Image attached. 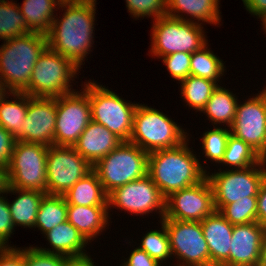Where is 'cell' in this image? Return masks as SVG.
<instances>
[{
    "instance_id": "6da1fadb",
    "label": "cell",
    "mask_w": 266,
    "mask_h": 266,
    "mask_svg": "<svg viewBox=\"0 0 266 266\" xmlns=\"http://www.w3.org/2000/svg\"><path fill=\"white\" fill-rule=\"evenodd\" d=\"M96 4L95 1L62 0L58 10L64 12L59 17L56 14L46 34L48 47L80 69L95 45Z\"/></svg>"
},
{
    "instance_id": "7a4b0ae2",
    "label": "cell",
    "mask_w": 266,
    "mask_h": 266,
    "mask_svg": "<svg viewBox=\"0 0 266 266\" xmlns=\"http://www.w3.org/2000/svg\"><path fill=\"white\" fill-rule=\"evenodd\" d=\"M191 138L177 147L149 153L148 175L165 198L175 191L196 185L206 177L199 163L202 155H197L194 147L189 146Z\"/></svg>"
},
{
    "instance_id": "3957f363",
    "label": "cell",
    "mask_w": 266,
    "mask_h": 266,
    "mask_svg": "<svg viewBox=\"0 0 266 266\" xmlns=\"http://www.w3.org/2000/svg\"><path fill=\"white\" fill-rule=\"evenodd\" d=\"M0 45V79L10 92H25L36 61L47 45V36L29 32Z\"/></svg>"
},
{
    "instance_id": "277c9868",
    "label": "cell",
    "mask_w": 266,
    "mask_h": 266,
    "mask_svg": "<svg viewBox=\"0 0 266 266\" xmlns=\"http://www.w3.org/2000/svg\"><path fill=\"white\" fill-rule=\"evenodd\" d=\"M188 132L190 131L172 120L171 116L154 106L138 102L134 111L133 131L129 142L150 153L179 146L192 136Z\"/></svg>"
},
{
    "instance_id": "5b68a950",
    "label": "cell",
    "mask_w": 266,
    "mask_h": 266,
    "mask_svg": "<svg viewBox=\"0 0 266 266\" xmlns=\"http://www.w3.org/2000/svg\"><path fill=\"white\" fill-rule=\"evenodd\" d=\"M80 71L70 59L47 46L34 65L25 93L31 97L55 98L75 92L78 89L73 86L79 83L76 78L79 80Z\"/></svg>"
},
{
    "instance_id": "8992f818",
    "label": "cell",
    "mask_w": 266,
    "mask_h": 266,
    "mask_svg": "<svg viewBox=\"0 0 266 266\" xmlns=\"http://www.w3.org/2000/svg\"><path fill=\"white\" fill-rule=\"evenodd\" d=\"M204 25L162 16L152 21L149 55L160 59L175 52L193 53L208 42Z\"/></svg>"
},
{
    "instance_id": "52a82bcc",
    "label": "cell",
    "mask_w": 266,
    "mask_h": 266,
    "mask_svg": "<svg viewBox=\"0 0 266 266\" xmlns=\"http://www.w3.org/2000/svg\"><path fill=\"white\" fill-rule=\"evenodd\" d=\"M148 156L149 153L136 144L123 141L100 159L93 170L105 192L109 194L120 186L145 177L148 174Z\"/></svg>"
},
{
    "instance_id": "ba28073f",
    "label": "cell",
    "mask_w": 266,
    "mask_h": 266,
    "mask_svg": "<svg viewBox=\"0 0 266 266\" xmlns=\"http://www.w3.org/2000/svg\"><path fill=\"white\" fill-rule=\"evenodd\" d=\"M108 86L89 78L91 120L105 126L122 141H129L133 131V116L138 103L126 101Z\"/></svg>"
},
{
    "instance_id": "9c48e42d",
    "label": "cell",
    "mask_w": 266,
    "mask_h": 266,
    "mask_svg": "<svg viewBox=\"0 0 266 266\" xmlns=\"http://www.w3.org/2000/svg\"><path fill=\"white\" fill-rule=\"evenodd\" d=\"M213 170L207 171L206 177L212 186L215 210L219 211L226 204L257 197L266 178V159L243 169Z\"/></svg>"
},
{
    "instance_id": "30bf717a",
    "label": "cell",
    "mask_w": 266,
    "mask_h": 266,
    "mask_svg": "<svg viewBox=\"0 0 266 266\" xmlns=\"http://www.w3.org/2000/svg\"><path fill=\"white\" fill-rule=\"evenodd\" d=\"M48 146L16 141L7 167L9 187L47 192Z\"/></svg>"
},
{
    "instance_id": "8fae6325",
    "label": "cell",
    "mask_w": 266,
    "mask_h": 266,
    "mask_svg": "<svg viewBox=\"0 0 266 266\" xmlns=\"http://www.w3.org/2000/svg\"><path fill=\"white\" fill-rule=\"evenodd\" d=\"M82 89L56 97L54 145L74 146L91 121L89 80L82 81Z\"/></svg>"
},
{
    "instance_id": "7c38bea8",
    "label": "cell",
    "mask_w": 266,
    "mask_h": 266,
    "mask_svg": "<svg viewBox=\"0 0 266 266\" xmlns=\"http://www.w3.org/2000/svg\"><path fill=\"white\" fill-rule=\"evenodd\" d=\"M165 201L166 198L147 174L108 194L109 216L113 214V209H120L129 215H140L142 219L144 215L148 217L150 213H157L161 221L165 216Z\"/></svg>"
},
{
    "instance_id": "4fadbf2b",
    "label": "cell",
    "mask_w": 266,
    "mask_h": 266,
    "mask_svg": "<svg viewBox=\"0 0 266 266\" xmlns=\"http://www.w3.org/2000/svg\"><path fill=\"white\" fill-rule=\"evenodd\" d=\"M161 221L168 233L175 266H210V252L201 222L172 219Z\"/></svg>"
},
{
    "instance_id": "5bb4252c",
    "label": "cell",
    "mask_w": 266,
    "mask_h": 266,
    "mask_svg": "<svg viewBox=\"0 0 266 266\" xmlns=\"http://www.w3.org/2000/svg\"><path fill=\"white\" fill-rule=\"evenodd\" d=\"M92 170L93 166L73 146H48L46 194L64 195Z\"/></svg>"
},
{
    "instance_id": "9a60e30c",
    "label": "cell",
    "mask_w": 266,
    "mask_h": 266,
    "mask_svg": "<svg viewBox=\"0 0 266 266\" xmlns=\"http://www.w3.org/2000/svg\"><path fill=\"white\" fill-rule=\"evenodd\" d=\"M215 211L212 186L207 177L196 185L166 197L163 219L203 221Z\"/></svg>"
},
{
    "instance_id": "2e32d148",
    "label": "cell",
    "mask_w": 266,
    "mask_h": 266,
    "mask_svg": "<svg viewBox=\"0 0 266 266\" xmlns=\"http://www.w3.org/2000/svg\"><path fill=\"white\" fill-rule=\"evenodd\" d=\"M253 95L239 100L230 133L266 159V103L259 93Z\"/></svg>"
},
{
    "instance_id": "e0dca14e",
    "label": "cell",
    "mask_w": 266,
    "mask_h": 266,
    "mask_svg": "<svg viewBox=\"0 0 266 266\" xmlns=\"http://www.w3.org/2000/svg\"><path fill=\"white\" fill-rule=\"evenodd\" d=\"M56 115V97L28 95V110L21 126V141L46 146L54 145Z\"/></svg>"
},
{
    "instance_id": "ac0fdd59",
    "label": "cell",
    "mask_w": 266,
    "mask_h": 266,
    "mask_svg": "<svg viewBox=\"0 0 266 266\" xmlns=\"http://www.w3.org/2000/svg\"><path fill=\"white\" fill-rule=\"evenodd\" d=\"M266 228L258 222L233 226L229 266H258Z\"/></svg>"
},
{
    "instance_id": "d6986e66",
    "label": "cell",
    "mask_w": 266,
    "mask_h": 266,
    "mask_svg": "<svg viewBox=\"0 0 266 266\" xmlns=\"http://www.w3.org/2000/svg\"><path fill=\"white\" fill-rule=\"evenodd\" d=\"M201 226L210 252V266H229L234 225L215 210L201 221Z\"/></svg>"
},
{
    "instance_id": "ffe728a7",
    "label": "cell",
    "mask_w": 266,
    "mask_h": 266,
    "mask_svg": "<svg viewBox=\"0 0 266 266\" xmlns=\"http://www.w3.org/2000/svg\"><path fill=\"white\" fill-rule=\"evenodd\" d=\"M122 142L120 138L110 132L105 126L91 120L73 147L94 166Z\"/></svg>"
},
{
    "instance_id": "44dd1931",
    "label": "cell",
    "mask_w": 266,
    "mask_h": 266,
    "mask_svg": "<svg viewBox=\"0 0 266 266\" xmlns=\"http://www.w3.org/2000/svg\"><path fill=\"white\" fill-rule=\"evenodd\" d=\"M111 219L108 206L67 205V220L89 244L103 236L112 223Z\"/></svg>"
},
{
    "instance_id": "7402d4cb",
    "label": "cell",
    "mask_w": 266,
    "mask_h": 266,
    "mask_svg": "<svg viewBox=\"0 0 266 266\" xmlns=\"http://www.w3.org/2000/svg\"><path fill=\"white\" fill-rule=\"evenodd\" d=\"M221 0H167V16L206 25L222 26Z\"/></svg>"
},
{
    "instance_id": "603a6c76",
    "label": "cell",
    "mask_w": 266,
    "mask_h": 266,
    "mask_svg": "<svg viewBox=\"0 0 266 266\" xmlns=\"http://www.w3.org/2000/svg\"><path fill=\"white\" fill-rule=\"evenodd\" d=\"M42 236H44L51 248L49 246L48 248H42V246L36 245L40 251L66 257L88 254L86 249L89 243L68 220L60 223Z\"/></svg>"
},
{
    "instance_id": "cb8c5ba5",
    "label": "cell",
    "mask_w": 266,
    "mask_h": 266,
    "mask_svg": "<svg viewBox=\"0 0 266 266\" xmlns=\"http://www.w3.org/2000/svg\"><path fill=\"white\" fill-rule=\"evenodd\" d=\"M8 194L9 196L17 195L12 201L8 199V206L15 229L18 226L32 230L35 226L40 202L46 193L38 190L8 187Z\"/></svg>"
},
{
    "instance_id": "d4e9b609",
    "label": "cell",
    "mask_w": 266,
    "mask_h": 266,
    "mask_svg": "<svg viewBox=\"0 0 266 266\" xmlns=\"http://www.w3.org/2000/svg\"><path fill=\"white\" fill-rule=\"evenodd\" d=\"M238 97L225 86L218 85L200 114L206 115L205 120L212 126L230 127L235 119Z\"/></svg>"
},
{
    "instance_id": "484cf974",
    "label": "cell",
    "mask_w": 266,
    "mask_h": 266,
    "mask_svg": "<svg viewBox=\"0 0 266 266\" xmlns=\"http://www.w3.org/2000/svg\"><path fill=\"white\" fill-rule=\"evenodd\" d=\"M63 197L67 205L108 206V194L94 170L74 184Z\"/></svg>"
},
{
    "instance_id": "4316f807",
    "label": "cell",
    "mask_w": 266,
    "mask_h": 266,
    "mask_svg": "<svg viewBox=\"0 0 266 266\" xmlns=\"http://www.w3.org/2000/svg\"><path fill=\"white\" fill-rule=\"evenodd\" d=\"M62 0H23L19 5L20 12L25 18L27 28L31 32L47 34L58 12Z\"/></svg>"
},
{
    "instance_id": "83f0119b",
    "label": "cell",
    "mask_w": 266,
    "mask_h": 266,
    "mask_svg": "<svg viewBox=\"0 0 266 266\" xmlns=\"http://www.w3.org/2000/svg\"><path fill=\"white\" fill-rule=\"evenodd\" d=\"M10 97V98H9ZM28 110V94L10 92L0 102V126L21 141V126Z\"/></svg>"
},
{
    "instance_id": "f1b7e54d",
    "label": "cell",
    "mask_w": 266,
    "mask_h": 266,
    "mask_svg": "<svg viewBox=\"0 0 266 266\" xmlns=\"http://www.w3.org/2000/svg\"><path fill=\"white\" fill-rule=\"evenodd\" d=\"M208 130L202 133V137H200L201 142V154L204 156L205 160L202 158V161L199 159V163L201 168L207 173L211 171L210 166L217 167L221 161L223 160L224 153L227 146V141L230 136V128L224 126H213V128H207ZM210 161L211 165L208 163ZM208 166H206V165ZM216 164V165H215Z\"/></svg>"
},
{
    "instance_id": "f546056e",
    "label": "cell",
    "mask_w": 266,
    "mask_h": 266,
    "mask_svg": "<svg viewBox=\"0 0 266 266\" xmlns=\"http://www.w3.org/2000/svg\"><path fill=\"white\" fill-rule=\"evenodd\" d=\"M180 96L188 109L201 112L207 104L214 90L219 85L217 82L207 79L189 75L180 83Z\"/></svg>"
},
{
    "instance_id": "4dcf8cb0",
    "label": "cell",
    "mask_w": 266,
    "mask_h": 266,
    "mask_svg": "<svg viewBox=\"0 0 266 266\" xmlns=\"http://www.w3.org/2000/svg\"><path fill=\"white\" fill-rule=\"evenodd\" d=\"M263 159L249 144L230 134L223 160L217 165V170L243 169L257 165Z\"/></svg>"
},
{
    "instance_id": "1f68e13d",
    "label": "cell",
    "mask_w": 266,
    "mask_h": 266,
    "mask_svg": "<svg viewBox=\"0 0 266 266\" xmlns=\"http://www.w3.org/2000/svg\"><path fill=\"white\" fill-rule=\"evenodd\" d=\"M209 47V43L191 54L190 75L207 78L222 85L227 70L225 62ZM225 73V74H224ZM221 81V82H220Z\"/></svg>"
},
{
    "instance_id": "d6a6232c",
    "label": "cell",
    "mask_w": 266,
    "mask_h": 266,
    "mask_svg": "<svg viewBox=\"0 0 266 266\" xmlns=\"http://www.w3.org/2000/svg\"><path fill=\"white\" fill-rule=\"evenodd\" d=\"M67 220V203L63 195L45 194L40 202L34 226L41 234Z\"/></svg>"
},
{
    "instance_id": "836d02e7",
    "label": "cell",
    "mask_w": 266,
    "mask_h": 266,
    "mask_svg": "<svg viewBox=\"0 0 266 266\" xmlns=\"http://www.w3.org/2000/svg\"><path fill=\"white\" fill-rule=\"evenodd\" d=\"M160 225L159 229H151L147 230L146 233L142 236L141 243H136L133 241L135 245L145 252H147L153 259L157 260L163 266H172V253L170 249L169 237L164 226V223L158 220ZM170 260V262H168ZM169 265H167L168 263ZM172 264V265H170Z\"/></svg>"
},
{
    "instance_id": "e575fe53",
    "label": "cell",
    "mask_w": 266,
    "mask_h": 266,
    "mask_svg": "<svg viewBox=\"0 0 266 266\" xmlns=\"http://www.w3.org/2000/svg\"><path fill=\"white\" fill-rule=\"evenodd\" d=\"M29 32L31 31L27 28L17 1L0 0V41L10 40Z\"/></svg>"
},
{
    "instance_id": "d590c367",
    "label": "cell",
    "mask_w": 266,
    "mask_h": 266,
    "mask_svg": "<svg viewBox=\"0 0 266 266\" xmlns=\"http://www.w3.org/2000/svg\"><path fill=\"white\" fill-rule=\"evenodd\" d=\"M257 197H248L223 206L219 212L232 225L257 222Z\"/></svg>"
},
{
    "instance_id": "8d00e7d4",
    "label": "cell",
    "mask_w": 266,
    "mask_h": 266,
    "mask_svg": "<svg viewBox=\"0 0 266 266\" xmlns=\"http://www.w3.org/2000/svg\"><path fill=\"white\" fill-rule=\"evenodd\" d=\"M127 12L135 21L152 18L154 21L167 15V0H125Z\"/></svg>"
},
{
    "instance_id": "74e56055",
    "label": "cell",
    "mask_w": 266,
    "mask_h": 266,
    "mask_svg": "<svg viewBox=\"0 0 266 266\" xmlns=\"http://www.w3.org/2000/svg\"><path fill=\"white\" fill-rule=\"evenodd\" d=\"M167 71L177 84L190 75L191 53L175 52L161 58Z\"/></svg>"
},
{
    "instance_id": "f35d334b",
    "label": "cell",
    "mask_w": 266,
    "mask_h": 266,
    "mask_svg": "<svg viewBox=\"0 0 266 266\" xmlns=\"http://www.w3.org/2000/svg\"><path fill=\"white\" fill-rule=\"evenodd\" d=\"M67 257L40 251L36 246L24 248V266H64Z\"/></svg>"
},
{
    "instance_id": "ab89813d",
    "label": "cell",
    "mask_w": 266,
    "mask_h": 266,
    "mask_svg": "<svg viewBox=\"0 0 266 266\" xmlns=\"http://www.w3.org/2000/svg\"><path fill=\"white\" fill-rule=\"evenodd\" d=\"M8 190L0 195V248L14 247L9 240L15 234V227L8 206ZM12 235V236H11Z\"/></svg>"
},
{
    "instance_id": "60d3db41",
    "label": "cell",
    "mask_w": 266,
    "mask_h": 266,
    "mask_svg": "<svg viewBox=\"0 0 266 266\" xmlns=\"http://www.w3.org/2000/svg\"><path fill=\"white\" fill-rule=\"evenodd\" d=\"M126 244L133 247L130 250L129 256L127 258L123 257L120 266H163L157 260L153 259L147 252L140 249L137 245H133V239L128 240L125 238ZM131 241V242H130Z\"/></svg>"
},
{
    "instance_id": "b9f144b4",
    "label": "cell",
    "mask_w": 266,
    "mask_h": 266,
    "mask_svg": "<svg viewBox=\"0 0 266 266\" xmlns=\"http://www.w3.org/2000/svg\"><path fill=\"white\" fill-rule=\"evenodd\" d=\"M16 138L0 126V166L8 167Z\"/></svg>"
},
{
    "instance_id": "7bdbcfd3",
    "label": "cell",
    "mask_w": 266,
    "mask_h": 266,
    "mask_svg": "<svg viewBox=\"0 0 266 266\" xmlns=\"http://www.w3.org/2000/svg\"><path fill=\"white\" fill-rule=\"evenodd\" d=\"M0 266H24V247L0 248Z\"/></svg>"
},
{
    "instance_id": "ee69618b",
    "label": "cell",
    "mask_w": 266,
    "mask_h": 266,
    "mask_svg": "<svg viewBox=\"0 0 266 266\" xmlns=\"http://www.w3.org/2000/svg\"><path fill=\"white\" fill-rule=\"evenodd\" d=\"M257 203V222L266 228V178L259 188Z\"/></svg>"
},
{
    "instance_id": "f6af8a7d",
    "label": "cell",
    "mask_w": 266,
    "mask_h": 266,
    "mask_svg": "<svg viewBox=\"0 0 266 266\" xmlns=\"http://www.w3.org/2000/svg\"><path fill=\"white\" fill-rule=\"evenodd\" d=\"M247 12L257 20L266 13V0H242Z\"/></svg>"
},
{
    "instance_id": "bcb514c9",
    "label": "cell",
    "mask_w": 266,
    "mask_h": 266,
    "mask_svg": "<svg viewBox=\"0 0 266 266\" xmlns=\"http://www.w3.org/2000/svg\"><path fill=\"white\" fill-rule=\"evenodd\" d=\"M95 263V264H94ZM90 252L82 256L67 257L64 262V266H98Z\"/></svg>"
},
{
    "instance_id": "7dc6e473",
    "label": "cell",
    "mask_w": 266,
    "mask_h": 266,
    "mask_svg": "<svg viewBox=\"0 0 266 266\" xmlns=\"http://www.w3.org/2000/svg\"><path fill=\"white\" fill-rule=\"evenodd\" d=\"M9 187L7 167L0 166V195L7 192Z\"/></svg>"
},
{
    "instance_id": "c3c4849f",
    "label": "cell",
    "mask_w": 266,
    "mask_h": 266,
    "mask_svg": "<svg viewBox=\"0 0 266 266\" xmlns=\"http://www.w3.org/2000/svg\"><path fill=\"white\" fill-rule=\"evenodd\" d=\"M258 266H266V234L263 240V244L261 247V255H260V261Z\"/></svg>"
},
{
    "instance_id": "681fc988",
    "label": "cell",
    "mask_w": 266,
    "mask_h": 266,
    "mask_svg": "<svg viewBox=\"0 0 266 266\" xmlns=\"http://www.w3.org/2000/svg\"><path fill=\"white\" fill-rule=\"evenodd\" d=\"M10 91L4 85L3 81L0 79V102L7 96Z\"/></svg>"
},
{
    "instance_id": "f907efd6",
    "label": "cell",
    "mask_w": 266,
    "mask_h": 266,
    "mask_svg": "<svg viewBox=\"0 0 266 266\" xmlns=\"http://www.w3.org/2000/svg\"><path fill=\"white\" fill-rule=\"evenodd\" d=\"M259 20L258 21H261V30L264 31V34H266V13L263 14L261 17L258 18Z\"/></svg>"
},
{
    "instance_id": "816d5d0a",
    "label": "cell",
    "mask_w": 266,
    "mask_h": 266,
    "mask_svg": "<svg viewBox=\"0 0 266 266\" xmlns=\"http://www.w3.org/2000/svg\"><path fill=\"white\" fill-rule=\"evenodd\" d=\"M265 87V88H264ZM258 93L263 97L265 103H266V85L263 86L262 91H258Z\"/></svg>"
},
{
    "instance_id": "f5cc1de1",
    "label": "cell",
    "mask_w": 266,
    "mask_h": 266,
    "mask_svg": "<svg viewBox=\"0 0 266 266\" xmlns=\"http://www.w3.org/2000/svg\"><path fill=\"white\" fill-rule=\"evenodd\" d=\"M79 1H95V2H97V0H79Z\"/></svg>"
}]
</instances>
